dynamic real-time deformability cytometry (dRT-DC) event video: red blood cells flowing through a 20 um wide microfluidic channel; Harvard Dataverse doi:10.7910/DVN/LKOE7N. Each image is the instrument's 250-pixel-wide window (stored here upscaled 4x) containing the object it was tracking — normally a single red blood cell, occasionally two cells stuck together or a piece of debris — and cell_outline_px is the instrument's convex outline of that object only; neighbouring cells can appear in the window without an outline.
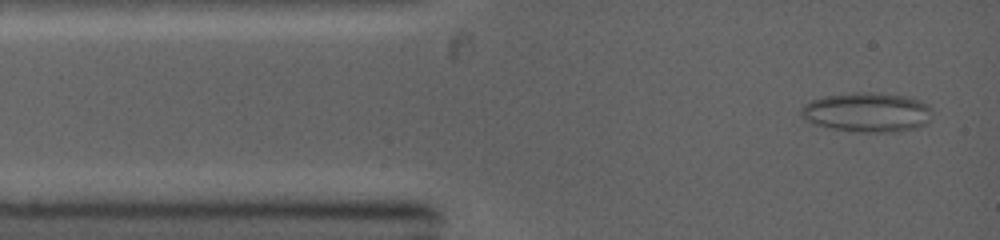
{"species": "common noctule bat (a hibernating species)", "species_latin": "Nyctalus noctula", "temperature_condition": "warm", "stored_images_in_passage": 11, "camera_frame_rate_fps": 5000, "um_per_image_px": 0.085, "animal": {"sex": "female", "body_mass_g": 19.0, "forearm_length_mm": 53.3}, "frame": {"image": 1, "passage_image": 2, "time_ms": 0.4, "image_size_px": [1000, 240], "cell_outline_px": [[932, 108], [928, 124], [916, 128], [896, 132], [856, 132], [832, 128], [812, 124], [804, 120], [800, 112], [800, 108], [804, 104], [812, 100], [824, 96], [852, 92], [880, 92], [904, 96], [920, 100], [928, 104]], "centroid_in_image_um": [73.71, 9.54], "position_along_channel_um": 11.3, "area_um2": 30.69}}
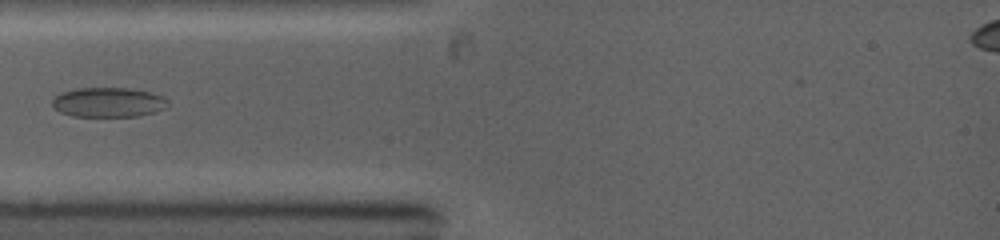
{"frame": {"image": 2, "passage_image": 8, "time_ms": 3.0, "image_size_px": [1000, 240], "cell_outline_px": [[168, 108], [156, 112], [140, 116], [72, 116], [60, 112], [52, 104], [52, 100], [56, 96], [64, 92], [76, 88], [128, 88], [148, 92], [164, 96], [168, 100]], "centroid_in_image_um": [9.26, 8.7], "position_along_channel_um": 75.7, "area_um2": 20.0}}
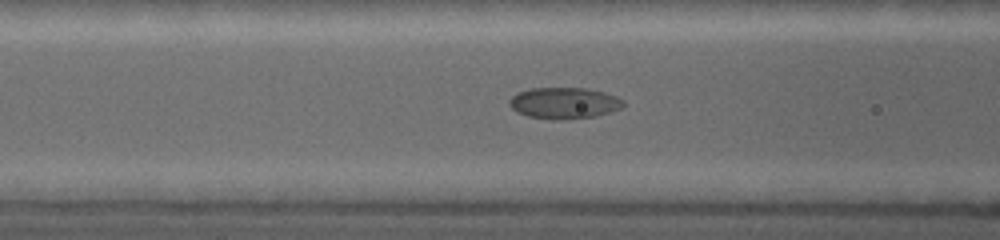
{"frame": {"image": 3, "passage_image": 10, "time_ms": 4.0, "image_size_px": [1000, 240], "cell_outline_px": [[624, 104], [620, 108], [596, 116], [528, 116], [516, 112], [508, 104], [508, 100], [516, 92], [528, 88], [584, 88], [604, 92], [616, 96], [624, 100]], "centroid_in_image_um": [47.92, 8.69], "position_along_channel_um": 118.7, "area_um2": 19.83}}